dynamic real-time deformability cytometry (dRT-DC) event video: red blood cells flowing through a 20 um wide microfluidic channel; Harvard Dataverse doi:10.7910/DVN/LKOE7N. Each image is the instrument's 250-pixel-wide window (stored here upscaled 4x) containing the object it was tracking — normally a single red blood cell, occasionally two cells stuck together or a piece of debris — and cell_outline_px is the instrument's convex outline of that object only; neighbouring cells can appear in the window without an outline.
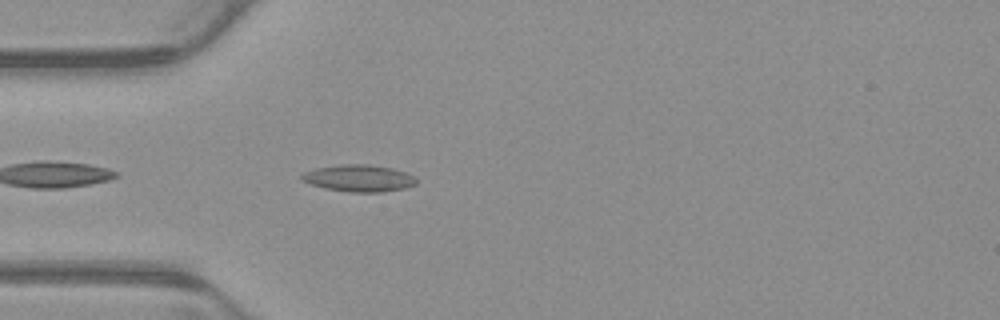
{"species": "common noctule bat (a hibernating species)", "species_latin": "Nyctalus noctula", "temperature_condition": "warm", "stored_images_in_passage": 29, "camera_frame_rate_fps": 3000, "um_per_image_px": 0.085, "animal": {"sex": "male", "body_mass_g": 23.1, "forearm_length_mm": 52.7}, "frame": {"image": 1, "passage_image": 3, "time_ms": 0.667, "image_size_px": [1000, 320], "cell_outline_px": [[416, 184], [404, 188], [380, 192], [348, 192], [324, 188], [300, 180], [300, 176], [304, 172], [316, 168], [340, 164], [368, 164], [392, 168], [416, 176]], "centroid_in_image_um": [30.49, 15.14], "position_along_channel_um": 54.5, "area_um2": 17.98}}
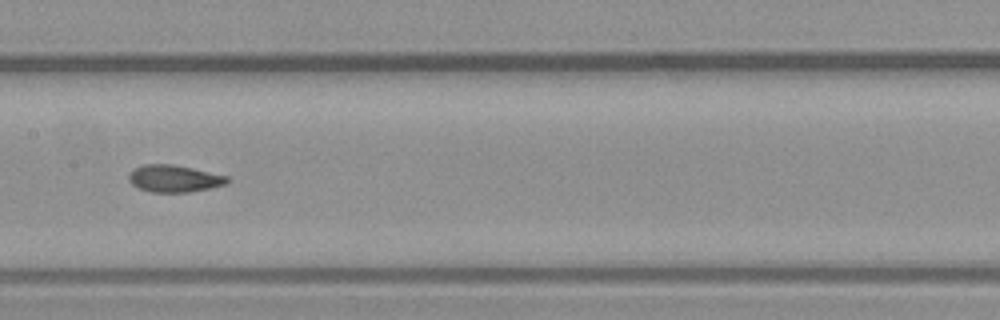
{"frame": {"image": 2, "passage_image": 14, "time_ms": 4.333, "image_size_px": [1000, 320], "cell_outline_px": [[228, 184], [188, 192], [152, 192], [140, 188], [132, 184], [128, 180], [128, 176], [132, 168], [144, 164], [172, 164], [192, 168], [228, 176]], "centroid_in_image_um": [14.78, 15.17], "position_along_channel_um": 192.6, "area_um2": 15.49}}
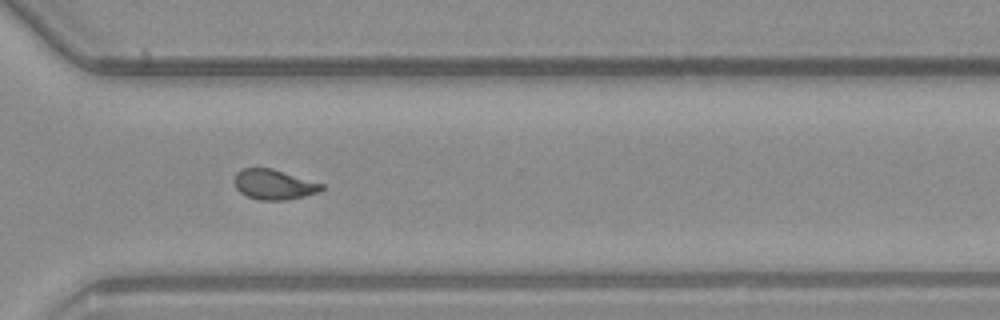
{"frame": {"image": 3, "passage_image": 26, "time_ms": 8.333, "image_size_px": [1000, 320], "cell_outline_px": [[324, 188], [320, 192], [304, 196], [284, 200], [260, 200], [248, 196], [240, 192], [236, 188], [232, 180], [236, 172], [244, 168], [272, 168], [324, 184]], "centroid_in_image_um": [23.27, 15.67], "position_along_channel_um": 347.3, "area_um2": 15.37}, "authors_computed_cell_mechanics": {"area_um2": 15.6638, "velocity_mm_per_s": 3.882, "shape_relaxation_time_tau1_ms": 9.764, "shape_relaxation_time_tau2_ms": 1.9529, "deformation_change_tau1": 0.2338, "deformation_change_tau2": 0.0776}}